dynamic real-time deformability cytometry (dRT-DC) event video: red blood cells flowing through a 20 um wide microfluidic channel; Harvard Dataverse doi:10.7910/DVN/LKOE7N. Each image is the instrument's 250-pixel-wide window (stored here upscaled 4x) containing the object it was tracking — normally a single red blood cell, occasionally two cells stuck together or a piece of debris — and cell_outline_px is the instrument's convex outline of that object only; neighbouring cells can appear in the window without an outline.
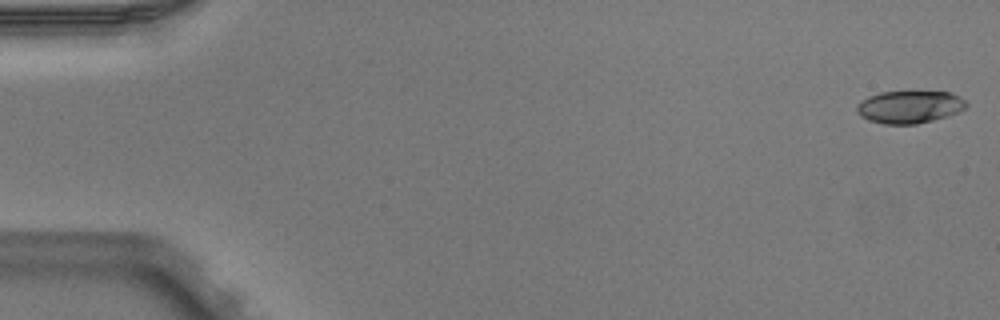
{"species": "Egyptian fruit bat (a non-hibernating species)", "species_latin": "Rousettus aegyptiacus", "temperature_condition": "warm", "stored_images_in_passage": 6, "camera_frame_rate_fps": 3000, "um_per_image_px": 0.085, "animal": {"sex": "male"}, "frame": {"image": 1, "passage_image": 1, "time_ms": 0.0, "image_size_px": [1000, 320], "cell_outline_px": [[968, 104], [960, 112], [948, 116], [916, 124], [884, 124], [868, 120], [860, 116], [856, 112], [856, 104], [860, 100], [868, 96], [880, 92], [948, 92], [960, 96]], "centroid_in_image_um": [77.28, 9.09], "position_along_channel_um": 7.7, "area_um2": 20.87}}
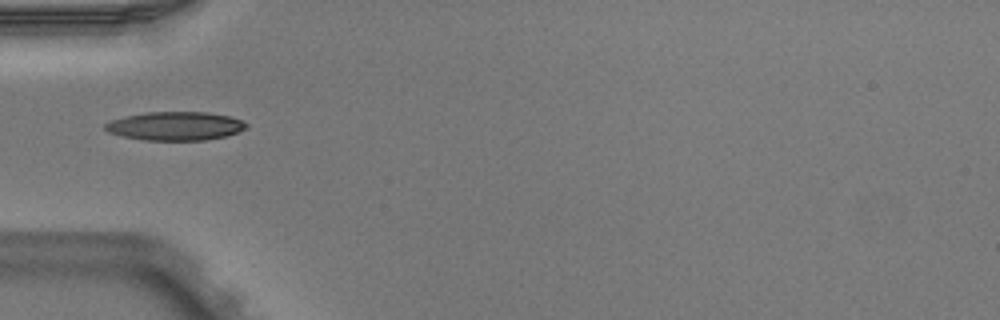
{"frame": {"image": 2, "passage_image": 5, "time_ms": 1.333, "image_size_px": [1000, 320], "cell_outline_px": [[248, 128], [224, 136], [204, 140], [144, 140], [124, 136], [108, 132], [104, 128], [104, 124], [112, 120], [128, 116], [148, 112], [208, 112], [228, 116], [240, 120], [248, 124]], "centroid_in_image_um": [14.91, 10.71], "position_along_channel_um": 70.1, "area_um2": 23.24}}
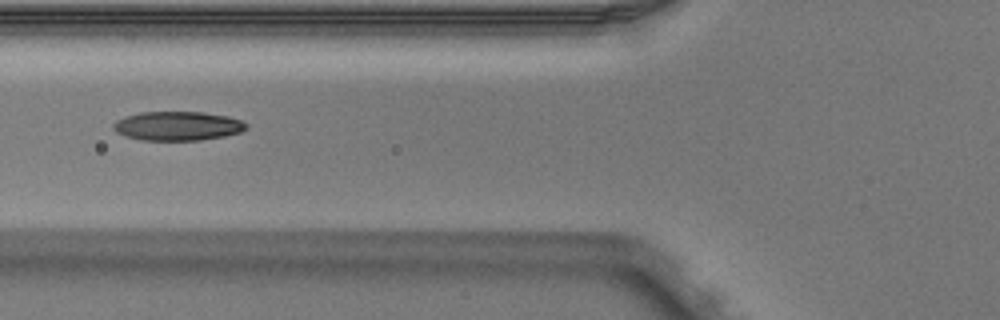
{"frame": {"image": 3, "passage_image": 6, "time_ms": 1.667, "image_size_px": [1000, 320], "cell_outline_px": [[248, 128], [240, 132], [224, 136], [200, 140], [140, 140], [116, 132], [112, 128], [112, 124], [116, 120], [124, 116], [140, 112], [204, 112], [228, 116], [240, 120], [248, 124]], "centroid_in_image_um": [15.09, 10.7], "position_along_channel_um": 110.7, "area_um2": 22.6}}